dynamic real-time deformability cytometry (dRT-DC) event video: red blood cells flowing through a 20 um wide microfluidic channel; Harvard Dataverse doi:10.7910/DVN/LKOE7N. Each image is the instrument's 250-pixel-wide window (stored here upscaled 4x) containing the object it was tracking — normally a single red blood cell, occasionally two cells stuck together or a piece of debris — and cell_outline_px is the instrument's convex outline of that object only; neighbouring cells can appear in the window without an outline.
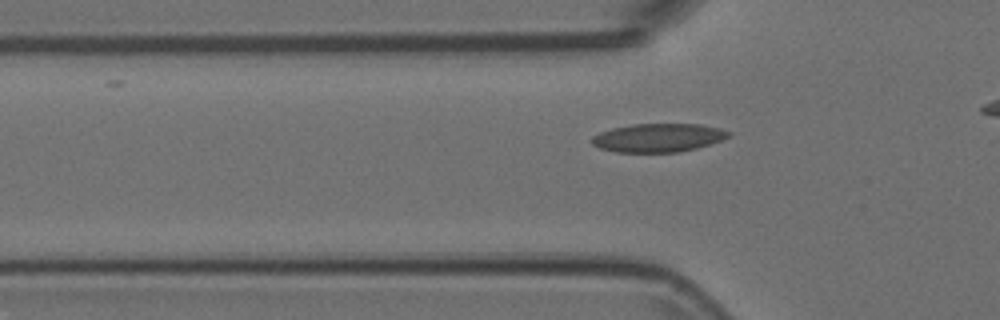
{"species": "Egyptian fruit bat (a non-hibernating species)", "species_latin": "Rousettus aegyptiacus", "temperature_condition": "room temperature", "stored_images_in_passage": 38, "camera_frame_rate_fps": 3000, "um_per_image_px": 0.085, "animal": {"sex": "female"}, "frame": {"image": 1, "passage_image": 11, "time_ms": 3.333, "image_size_px": [1000, 320], "cell_outline_px": [[732, 136], [696, 148], [680, 152], [616, 152], [600, 148], [592, 144], [592, 136], [600, 132], [612, 128], [632, 124], [700, 124], [720, 128], [732, 132]], "centroid_in_image_um": [55.96, 11.7], "position_along_channel_um": 69.8, "area_um2": 22.72}}
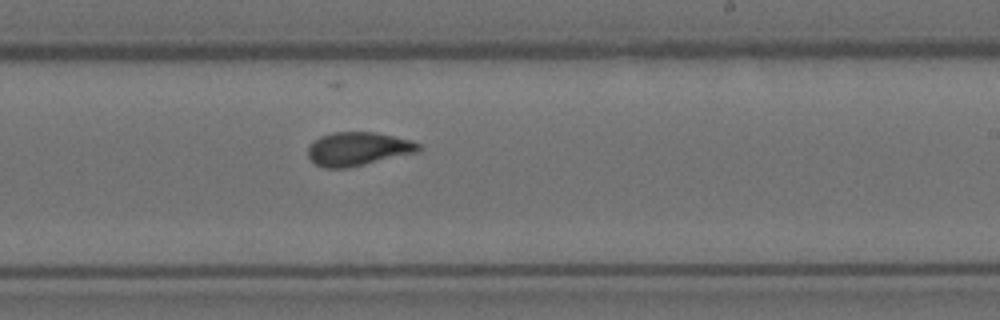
{"frame": {"image": 2, "passage_image": 26, "time_ms": 8.333, "image_size_px": [1000, 320], "cell_outline_px": [[420, 148], [416, 152], [348, 168], [324, 168], [316, 164], [308, 156], [308, 148], [312, 140], [320, 136], [332, 132], [376, 132], [412, 140], [420, 144]], "centroid_in_image_um": [30.39, 12.64], "position_along_channel_um": 258.6, "area_um2": 21.62}}
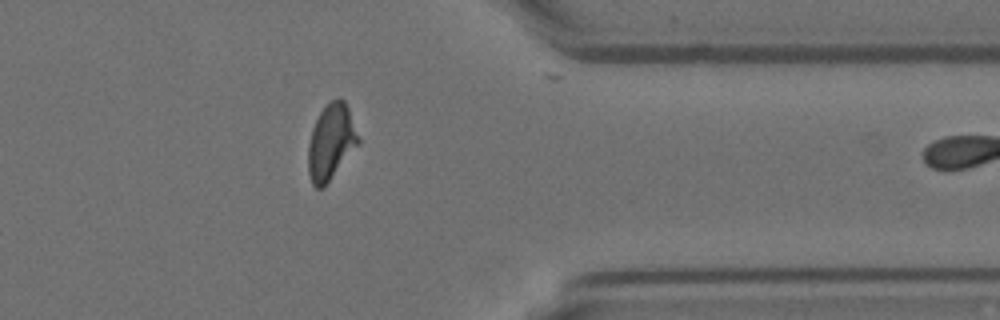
{"frame": {"image": 3, "passage_image": 37, "time_ms": 12.0, "image_size_px": [1000, 320], "cell_outline_px": [[360, 144], [324, 188], [316, 188], [312, 184], [308, 172], [308, 144], [312, 128], [320, 112], [332, 100], [344, 100], [348, 108], [360, 140]], "centroid_in_image_um": [28.14, 12.13], "position_along_channel_um": 383.3, "area_um2": 22.08}}